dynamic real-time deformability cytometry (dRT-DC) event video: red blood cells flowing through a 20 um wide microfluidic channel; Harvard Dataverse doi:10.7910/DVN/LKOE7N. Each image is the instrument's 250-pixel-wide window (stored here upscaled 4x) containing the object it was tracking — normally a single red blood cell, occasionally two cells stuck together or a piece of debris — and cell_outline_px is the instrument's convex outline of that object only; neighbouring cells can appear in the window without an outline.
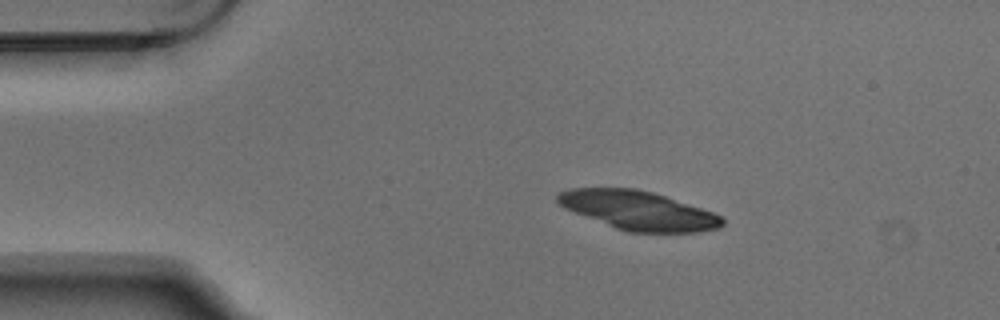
{"species": "Egyptian fruit bat (a non-hibernating species)", "species_latin": "Rousettus aegyptiacus", "temperature_condition": "warm", "stored_images_in_passage": 6, "camera_frame_rate_fps": 3000, "um_per_image_px": 0.085, "animal": {"sex": "male"}, "frame": {"image": 1, "passage_image": 2, "time_ms": 0.333, "image_size_px": [1000, 320], "cell_outline_px": [[724, 224], [720, 228], [700, 232], [628, 232], [616, 228], [564, 208], [556, 200], [556, 196], [560, 192], [572, 188], [636, 188], [652, 192], [724, 216]], "centroid_in_image_um": [54.27, 17.89], "position_along_channel_um": 30.7, "area_um2": 36.99}}
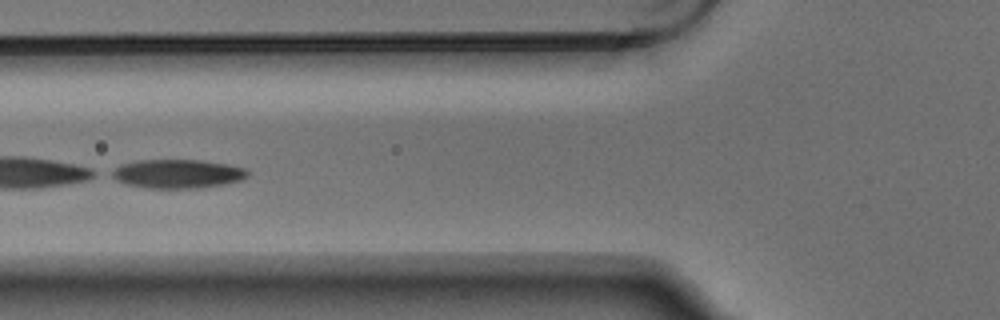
{"frame": {"image": 2, "passage_image": 5, "time_ms": 1.333, "image_size_px": [1000, 320], "cell_outline_px": [[248, 176], [244, 180], [224, 184], [200, 188], [144, 188], [124, 184], [108, 176], [108, 172], [120, 164], [136, 160], [200, 160], [228, 164], [248, 168]], "centroid_in_image_um": [15.05, 14.77], "position_along_channel_um": 110.8, "area_um2": 23.41}}
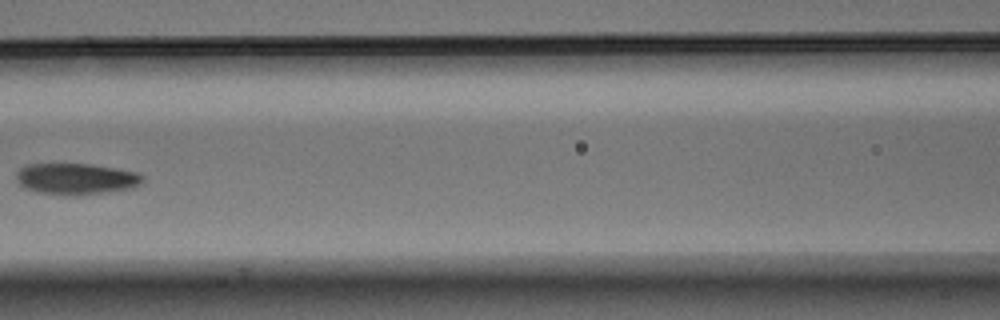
{"frame": {"image": 3, "passage_image": 6, "time_ms": 1.667, "image_size_px": [1000, 320], "cell_outline_px": [[144, 180], [140, 184], [132, 188], [76, 196], [64, 196], [36, 192], [24, 188], [20, 184], [16, 176], [16, 172], [20, 168], [28, 164], [92, 164], [140, 172], [144, 176]], "centroid_in_image_um": [6.48, 15.21], "position_along_channel_um": 160.1, "area_um2": 23.35}}